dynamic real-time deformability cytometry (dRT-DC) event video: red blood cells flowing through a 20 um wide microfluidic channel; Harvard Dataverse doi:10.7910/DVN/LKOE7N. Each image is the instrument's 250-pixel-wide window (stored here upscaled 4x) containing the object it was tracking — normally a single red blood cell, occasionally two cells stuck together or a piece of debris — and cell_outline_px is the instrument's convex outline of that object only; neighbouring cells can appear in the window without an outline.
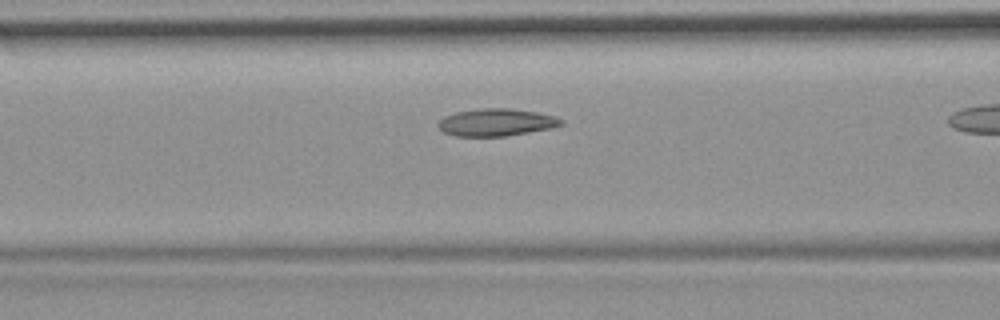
{"species": "common noctule bat (a hibernating species)", "species_latin": "Nyctalus noctula", "temperature_condition": "room temperature", "stored_images_in_passage": 9, "camera_frame_rate_fps": 3000, "um_per_image_px": 0.085, "animal": {"sex": "female", "body_mass_g": 19.9}, "frame": {"image": 1, "passage_image": 8, "time_ms": 2.333, "image_size_px": [1000, 320], "cell_outline_px": [[564, 124], [552, 128], [504, 136], [456, 136], [444, 132], [436, 124], [444, 116], [456, 112], [484, 108], [508, 108], [536, 112], [556, 116], [564, 120]], "centroid_in_image_um": [42.21, 10.4], "position_along_channel_um": 124.4, "area_um2": 19.54}}